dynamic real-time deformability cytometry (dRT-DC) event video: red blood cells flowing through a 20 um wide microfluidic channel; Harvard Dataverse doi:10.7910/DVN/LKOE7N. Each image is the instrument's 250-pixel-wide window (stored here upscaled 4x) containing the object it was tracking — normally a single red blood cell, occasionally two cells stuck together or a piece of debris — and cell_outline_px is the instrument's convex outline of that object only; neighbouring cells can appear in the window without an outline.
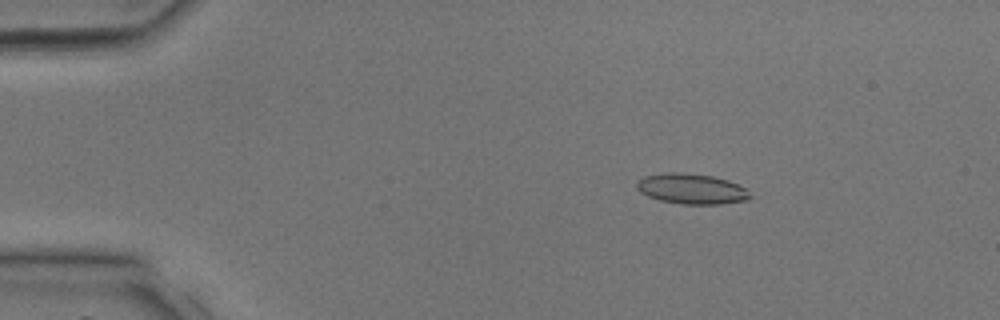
{"species": "common noctule bat (a hibernating species)", "species_latin": "Nyctalus noctula", "temperature_condition": "room temperature", "stored_images_in_passage": 35, "camera_frame_rate_fps": 3000, "um_per_image_px": 0.085, "animal": {"sex": "male", "body_mass_g": 17.9, "forearm_length_mm": 54.2}, "frame": {"image": 1, "passage_image": 3, "time_ms": 0.667, "image_size_px": [1000, 320], "cell_outline_px": [[752, 196], [748, 200], [720, 204], [680, 204], [660, 200], [648, 196], [640, 192], [636, 188], [636, 184], [644, 176], [664, 172], [680, 172], [712, 176], [728, 180], [744, 188]], "centroid_in_image_um": [58.76, 16.05], "position_along_channel_um": 26.2, "area_um2": 20.0}}
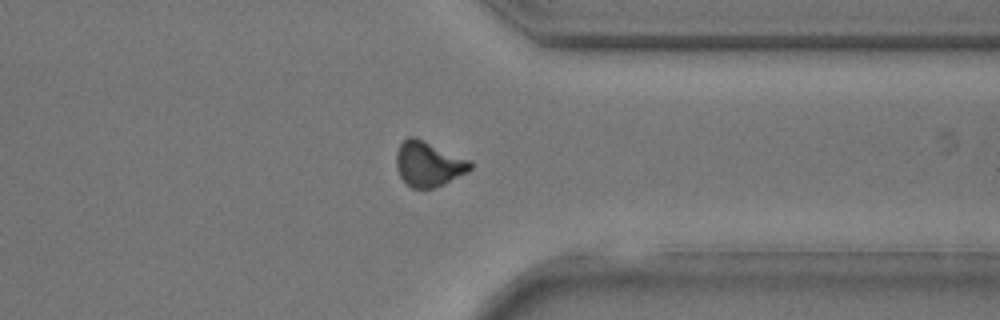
{"frame": {"image": 2, "passage_image": 27, "time_ms": 8.667, "image_size_px": [1000, 320], "cell_outline_px": [[472, 168], [468, 172], [444, 184], [432, 188], [412, 188], [400, 176], [396, 168], [396, 152], [400, 144], [408, 136], [416, 136], [472, 160]], "centroid_in_image_um": [36.44, 13.91], "position_along_channel_um": 375.0, "area_um2": 19.71}}
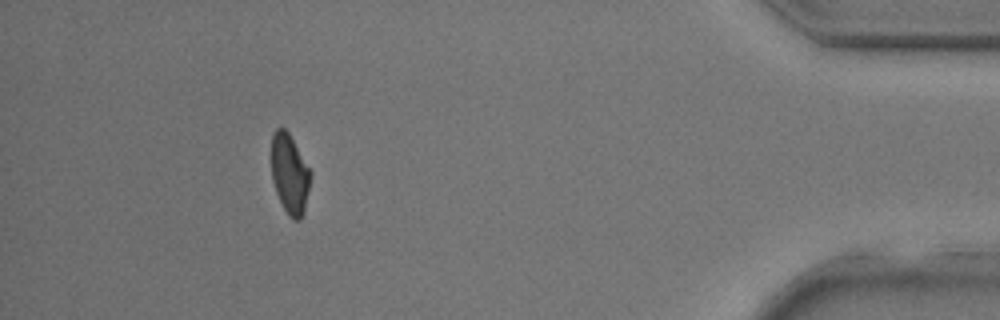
{"frame": {"image": 3, "passage_image": 32, "time_ms": 10.333, "image_size_px": [1000, 320], "cell_outline_px": [[312, 176], [304, 212], [300, 220], [292, 220], [288, 216], [276, 192], [272, 180], [272, 132], [276, 128], [284, 128], [288, 132], [312, 172]], "centroid_in_image_um": [24.64, 14.8], "position_along_channel_um": 410.6, "area_um2": 18.26}}